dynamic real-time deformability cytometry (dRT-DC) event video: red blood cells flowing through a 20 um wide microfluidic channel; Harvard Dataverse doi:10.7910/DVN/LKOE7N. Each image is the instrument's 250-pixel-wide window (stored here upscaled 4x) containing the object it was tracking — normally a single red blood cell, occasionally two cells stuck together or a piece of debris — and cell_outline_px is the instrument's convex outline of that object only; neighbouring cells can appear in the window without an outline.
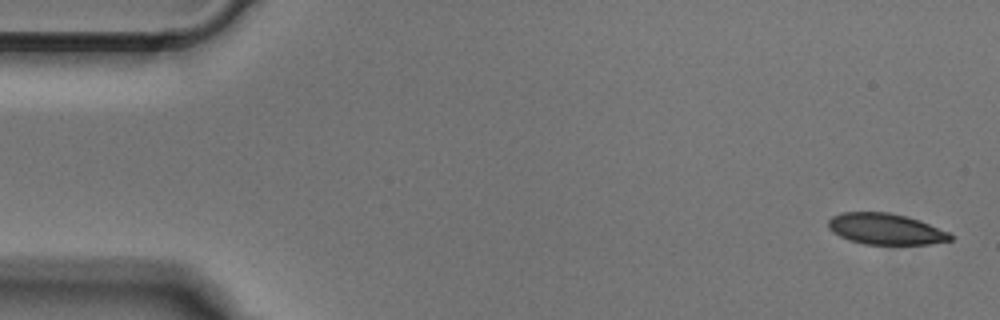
{"species": "Egyptian fruit bat (a non-hibernating species)", "species_latin": "Rousettus aegyptiacus", "temperature_condition": "cold", "stored_images_in_passage": 50, "camera_frame_rate_fps": 3000, "um_per_image_px": 0.085, "animal": {"sex": "male"}, "frame": {"image": 1, "passage_image": 1, "time_ms": 0.0, "image_size_px": [1000, 320], "cell_outline_px": [[952, 240], [928, 244], [864, 244], [848, 240], [832, 232], [828, 228], [828, 220], [832, 216], [840, 212], [888, 212], [908, 216], [920, 220], [948, 232], [952, 236]], "centroid_in_image_um": [75.24, 19.45], "position_along_channel_um": 9.8, "area_um2": 22.2}}
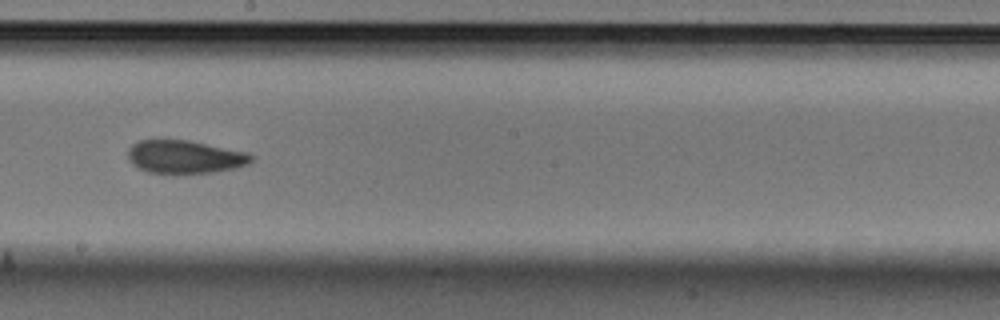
{"frame": {"image": 2, "passage_image": 27, "time_ms": 8.667, "image_size_px": [1000, 320], "cell_outline_px": [[256, 156], [248, 164], [236, 168], [216, 172], [148, 172], [132, 164], [128, 156], [128, 148], [132, 144], [140, 140], [188, 140], [248, 152]], "centroid_in_image_um": [15.75, 13.31], "position_along_channel_um": 232.4, "area_um2": 23.58}}
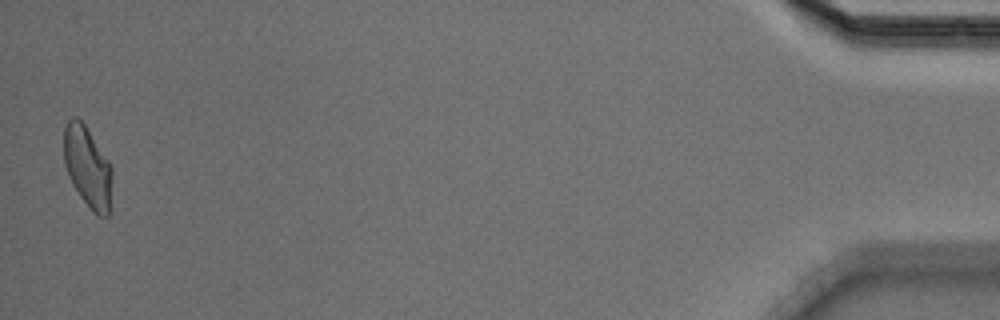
{"frame": {"image": 3, "passage_image": 49, "time_ms": 16.0, "image_size_px": [1000, 320], "cell_outline_px": [[112, 208], [108, 216], [96, 216], [92, 212], [80, 196], [72, 184], [68, 176], [64, 164], [64, 128], [68, 120], [72, 116], [76, 116], [84, 124], [108, 160], [112, 168]], "centroid_in_image_um": [7.46, 14.26], "position_along_channel_um": 427.7, "area_um2": 23.18}}